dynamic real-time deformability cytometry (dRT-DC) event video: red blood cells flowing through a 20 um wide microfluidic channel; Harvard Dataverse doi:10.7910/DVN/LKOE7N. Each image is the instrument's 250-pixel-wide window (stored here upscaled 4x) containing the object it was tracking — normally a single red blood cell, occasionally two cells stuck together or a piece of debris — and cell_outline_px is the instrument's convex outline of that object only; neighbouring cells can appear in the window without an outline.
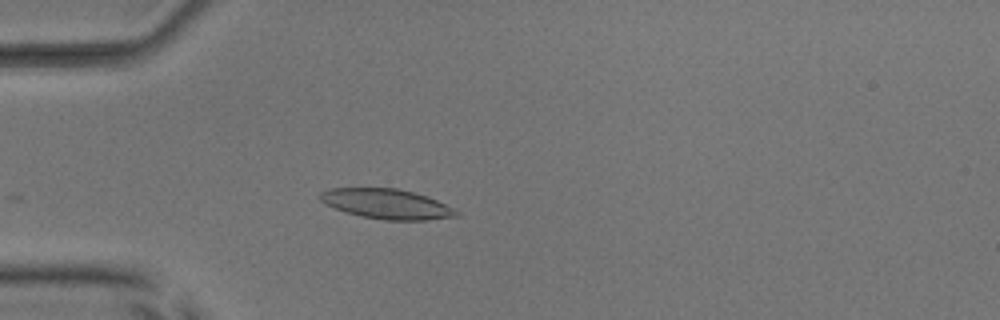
{"species": "common noctule bat (a hibernating species)", "species_latin": "Nyctalus noctula", "temperature_condition": "room temperature", "stored_images_in_passage": 28, "camera_frame_rate_fps": 3000, "um_per_image_px": 0.085, "animal": {"sex": "male", "body_mass_g": 17.9, "forearm_length_mm": 54.2}, "frame": {"image": 1, "passage_image": 1, "time_ms": 0.0, "image_size_px": [1000, 320], "cell_outline_px": [[460, 216], [428, 220], [384, 220], [360, 216], [344, 212], [324, 204], [320, 200], [320, 192], [328, 188], [396, 188], [428, 196], [460, 212]], "centroid_in_image_um": [32.85, 17.34], "position_along_channel_um": 52.2, "area_um2": 23.87}}
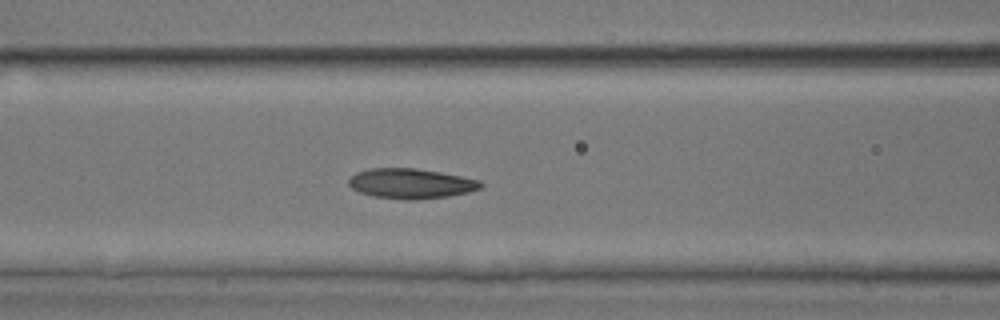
{"frame": {"image": 2, "passage_image": 8, "time_ms": 2.333, "image_size_px": [1000, 320], "cell_outline_px": [[484, 184], [480, 188], [468, 192], [448, 196], [412, 200], [408, 200], [372, 196], [360, 192], [352, 188], [348, 184], [348, 180], [356, 172], [368, 168], [416, 168], [440, 172], [480, 180]], "centroid_in_image_um": [34.91, 15.59], "position_along_channel_um": 131.7, "area_um2": 23.06}}
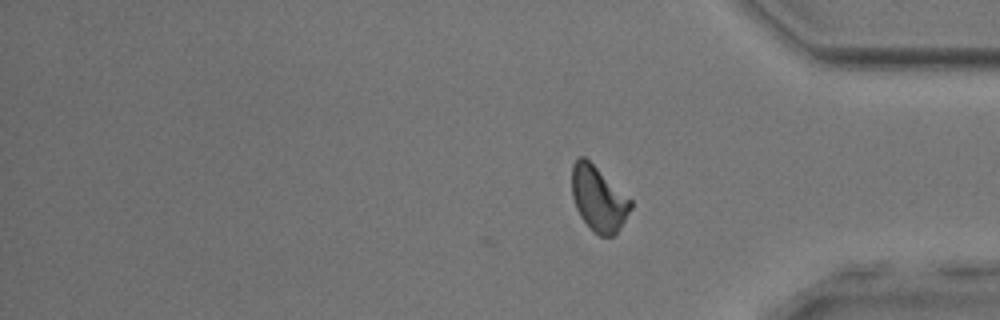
{"frame": {"image": 3, "passage_image": 28, "time_ms": 9.0, "image_size_px": [1000, 320], "cell_outline_px": [[632, 208], [620, 228], [612, 236], [600, 236], [580, 216], [576, 208], [572, 196], [572, 164], [580, 156], [584, 156], [632, 200]], "centroid_in_image_um": [50.87, 16.88], "position_along_channel_um": 384.3, "area_um2": 21.91}, "authors_computed_cell_mechanics": {"area_um2": 22.6865, "velocity_mm_per_s": 3.9458, "shape_relaxation_time_tau1_ms": 5.1379, "shape_relaxation_time_tau2_ms": 2.6108, "deformation_change_tau1": 0.1575, "deformation_change_tau2": 0.0817}}